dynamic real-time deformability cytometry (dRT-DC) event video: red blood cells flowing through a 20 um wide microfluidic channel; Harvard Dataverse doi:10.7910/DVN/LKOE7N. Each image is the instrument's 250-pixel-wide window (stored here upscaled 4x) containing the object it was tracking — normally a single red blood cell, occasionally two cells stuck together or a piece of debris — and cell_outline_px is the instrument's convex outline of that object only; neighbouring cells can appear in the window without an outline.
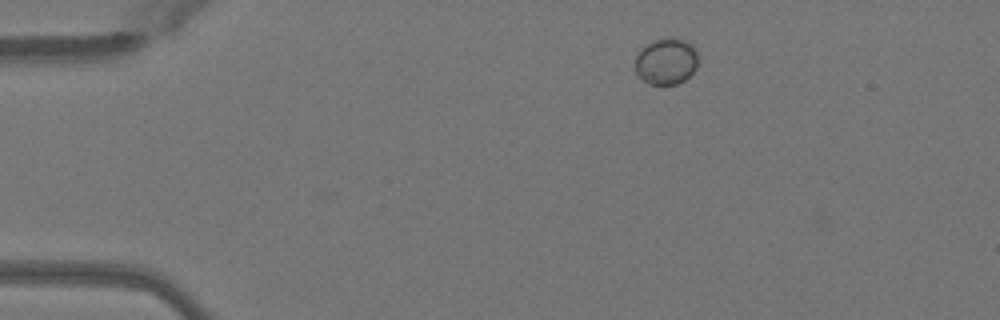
{"species": "Egyptian fruit bat (a non-hibernating species)", "species_latin": "Rousettus aegyptiacus", "temperature_condition": "warm", "stored_images_in_passage": 27, "camera_frame_rate_fps": 3000, "um_per_image_px": 0.085, "animal": {"sex": "female"}, "frame": {"image": 1, "passage_image": 1, "time_ms": 0.0, "image_size_px": [1000, 320], "cell_outline_px": [[696, 68], [684, 80], [676, 84], [648, 84], [636, 72], [636, 56], [652, 40], [664, 36], [676, 36], [692, 44], [696, 48]], "centroid_in_image_um": [56.64, 5.17], "position_along_channel_um": 28.4, "area_um2": 16.99}}
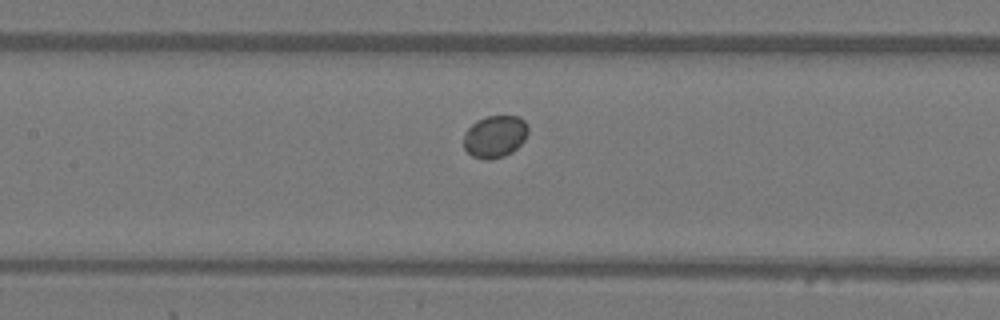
{"frame": {"image": 2, "passage_image": 16, "time_ms": 5.0, "image_size_px": [1000, 320], "cell_outline_px": [[528, 132], [524, 140], [512, 152], [504, 156], [488, 160], [484, 160], [472, 156], [464, 148], [464, 132], [476, 120], [484, 116], [520, 116], [528, 124]], "centroid_in_image_um": [42.06, 11.59], "position_along_channel_um": 165.3, "area_um2": 16.01}}
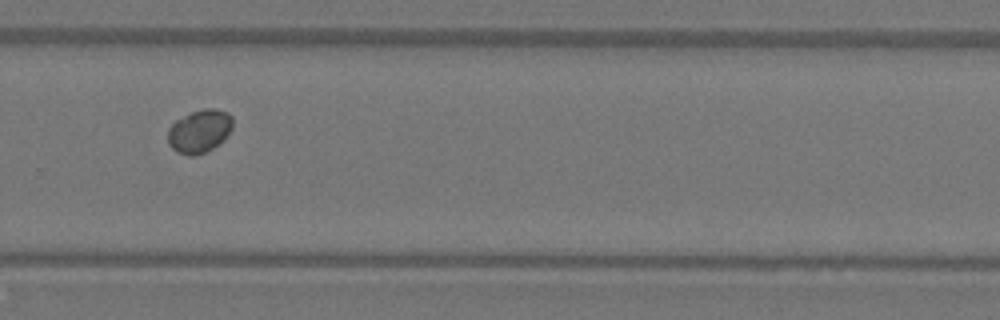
{"frame": {"image": 3, "passage_image": 27, "time_ms": 8.667, "image_size_px": [1000, 320], "cell_outline_px": [[232, 128], [224, 140], [220, 144], [204, 152], [192, 156], [188, 156], [176, 152], [168, 144], [168, 128], [176, 120], [192, 112], [204, 108], [216, 108], [228, 112], [232, 116]], "centroid_in_image_um": [16.96, 11.15], "position_along_channel_um": 312.8, "area_um2": 16.42}}